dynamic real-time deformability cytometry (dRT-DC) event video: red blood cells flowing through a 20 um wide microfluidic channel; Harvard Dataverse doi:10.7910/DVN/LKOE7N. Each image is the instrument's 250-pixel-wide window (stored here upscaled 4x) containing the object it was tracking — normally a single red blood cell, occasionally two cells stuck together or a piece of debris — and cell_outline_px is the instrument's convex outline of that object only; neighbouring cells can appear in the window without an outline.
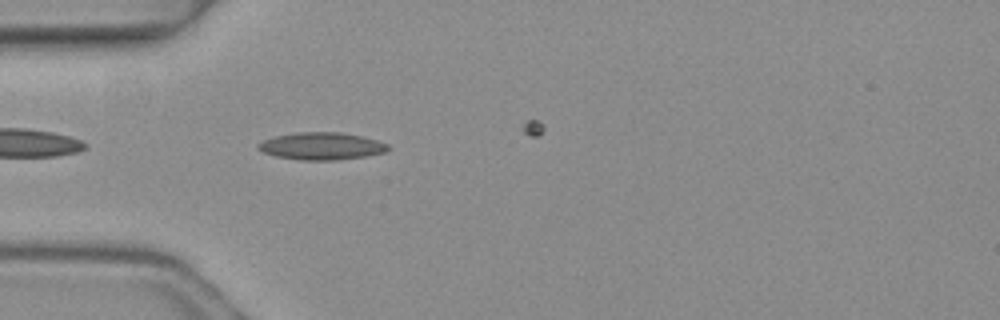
{"species": "common noctule bat (a hibernating species)", "species_latin": "Nyctalus noctula", "temperature_condition": "warm", "stored_images_in_passage": 4, "camera_frame_rate_fps": 3000, "um_per_image_px": 0.085, "animal": {"sex": "female", "body_mass_g": 19.3, "forearm_length_mm": 54.1}, "frame": {"image": 1, "passage_image": 4, "time_ms": 1.0, "image_size_px": [1000, 320], "cell_outline_px": [[388, 148], [384, 152], [364, 156], [336, 160], [300, 160], [276, 156], [264, 152], [256, 148], [256, 144], [264, 140], [276, 136], [296, 132], [340, 132], [380, 140], [388, 144]], "centroid_in_image_um": [27.31, 12.41], "position_along_channel_um": 57.7, "area_um2": 20.58}}